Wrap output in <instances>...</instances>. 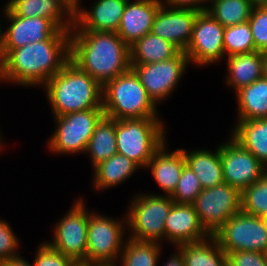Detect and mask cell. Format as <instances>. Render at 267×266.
Here are the masks:
<instances>
[{"label":"cell","instance_id":"cell-32","mask_svg":"<svg viewBox=\"0 0 267 266\" xmlns=\"http://www.w3.org/2000/svg\"><path fill=\"white\" fill-rule=\"evenodd\" d=\"M223 47L225 57L256 51L249 22L225 27Z\"/></svg>","mask_w":267,"mask_h":266},{"label":"cell","instance_id":"cell-28","mask_svg":"<svg viewBox=\"0 0 267 266\" xmlns=\"http://www.w3.org/2000/svg\"><path fill=\"white\" fill-rule=\"evenodd\" d=\"M180 50L159 36L147 33L130 46V64H150L175 57Z\"/></svg>","mask_w":267,"mask_h":266},{"label":"cell","instance_id":"cell-15","mask_svg":"<svg viewBox=\"0 0 267 266\" xmlns=\"http://www.w3.org/2000/svg\"><path fill=\"white\" fill-rule=\"evenodd\" d=\"M3 20L6 28L2 31L3 58L12 50L33 42L48 40L59 28L47 18L19 17L7 7L4 10ZM9 23V24H8Z\"/></svg>","mask_w":267,"mask_h":266},{"label":"cell","instance_id":"cell-16","mask_svg":"<svg viewBox=\"0 0 267 266\" xmlns=\"http://www.w3.org/2000/svg\"><path fill=\"white\" fill-rule=\"evenodd\" d=\"M200 10L171 8L161 5L152 24L151 33L174 44L180 51L187 48L195 19Z\"/></svg>","mask_w":267,"mask_h":266},{"label":"cell","instance_id":"cell-27","mask_svg":"<svg viewBox=\"0 0 267 266\" xmlns=\"http://www.w3.org/2000/svg\"><path fill=\"white\" fill-rule=\"evenodd\" d=\"M175 248L183 256L185 266H227V254L213 235Z\"/></svg>","mask_w":267,"mask_h":266},{"label":"cell","instance_id":"cell-20","mask_svg":"<svg viewBox=\"0 0 267 266\" xmlns=\"http://www.w3.org/2000/svg\"><path fill=\"white\" fill-rule=\"evenodd\" d=\"M167 140L154 153L145 169H148L154 178V182L158 185L161 195L171 196L181 177L186 160L181 148L169 150Z\"/></svg>","mask_w":267,"mask_h":266},{"label":"cell","instance_id":"cell-33","mask_svg":"<svg viewBox=\"0 0 267 266\" xmlns=\"http://www.w3.org/2000/svg\"><path fill=\"white\" fill-rule=\"evenodd\" d=\"M241 211L258 217L267 214V173L241 192Z\"/></svg>","mask_w":267,"mask_h":266},{"label":"cell","instance_id":"cell-9","mask_svg":"<svg viewBox=\"0 0 267 266\" xmlns=\"http://www.w3.org/2000/svg\"><path fill=\"white\" fill-rule=\"evenodd\" d=\"M83 197L73 201L68 212L52 227V240H45L56 251L86 266L89 209Z\"/></svg>","mask_w":267,"mask_h":266},{"label":"cell","instance_id":"cell-6","mask_svg":"<svg viewBox=\"0 0 267 266\" xmlns=\"http://www.w3.org/2000/svg\"><path fill=\"white\" fill-rule=\"evenodd\" d=\"M140 192L133 194L124 211L127 238L164 245V224L174 201L159 192Z\"/></svg>","mask_w":267,"mask_h":266},{"label":"cell","instance_id":"cell-48","mask_svg":"<svg viewBox=\"0 0 267 266\" xmlns=\"http://www.w3.org/2000/svg\"><path fill=\"white\" fill-rule=\"evenodd\" d=\"M2 131V129L0 130V140H5V139H3V133L1 132Z\"/></svg>","mask_w":267,"mask_h":266},{"label":"cell","instance_id":"cell-40","mask_svg":"<svg viewBox=\"0 0 267 266\" xmlns=\"http://www.w3.org/2000/svg\"><path fill=\"white\" fill-rule=\"evenodd\" d=\"M174 252L170 253L168 260L162 263V266H185L183 256L181 253L174 247ZM159 266V262H158Z\"/></svg>","mask_w":267,"mask_h":266},{"label":"cell","instance_id":"cell-1","mask_svg":"<svg viewBox=\"0 0 267 266\" xmlns=\"http://www.w3.org/2000/svg\"><path fill=\"white\" fill-rule=\"evenodd\" d=\"M69 60L70 30L59 29L48 40L12 49L0 64V82L41 89Z\"/></svg>","mask_w":267,"mask_h":266},{"label":"cell","instance_id":"cell-36","mask_svg":"<svg viewBox=\"0 0 267 266\" xmlns=\"http://www.w3.org/2000/svg\"><path fill=\"white\" fill-rule=\"evenodd\" d=\"M33 266H78L72 259L52 248L45 240L39 243Z\"/></svg>","mask_w":267,"mask_h":266},{"label":"cell","instance_id":"cell-22","mask_svg":"<svg viewBox=\"0 0 267 266\" xmlns=\"http://www.w3.org/2000/svg\"><path fill=\"white\" fill-rule=\"evenodd\" d=\"M140 169L132 159L117 153L92 169L91 186L97 193L106 192L130 180Z\"/></svg>","mask_w":267,"mask_h":266},{"label":"cell","instance_id":"cell-4","mask_svg":"<svg viewBox=\"0 0 267 266\" xmlns=\"http://www.w3.org/2000/svg\"><path fill=\"white\" fill-rule=\"evenodd\" d=\"M102 106L110 119L162 118L159 106L131 68L103 86Z\"/></svg>","mask_w":267,"mask_h":266},{"label":"cell","instance_id":"cell-3","mask_svg":"<svg viewBox=\"0 0 267 266\" xmlns=\"http://www.w3.org/2000/svg\"><path fill=\"white\" fill-rule=\"evenodd\" d=\"M52 116L88 109H103V87L69 60L42 87Z\"/></svg>","mask_w":267,"mask_h":266},{"label":"cell","instance_id":"cell-14","mask_svg":"<svg viewBox=\"0 0 267 266\" xmlns=\"http://www.w3.org/2000/svg\"><path fill=\"white\" fill-rule=\"evenodd\" d=\"M225 140L219 143L224 183L242 192L261 179L267 168L230 135Z\"/></svg>","mask_w":267,"mask_h":266},{"label":"cell","instance_id":"cell-29","mask_svg":"<svg viewBox=\"0 0 267 266\" xmlns=\"http://www.w3.org/2000/svg\"><path fill=\"white\" fill-rule=\"evenodd\" d=\"M85 154L89 156L91 169L117 154L115 119L104 116L96 125Z\"/></svg>","mask_w":267,"mask_h":266},{"label":"cell","instance_id":"cell-43","mask_svg":"<svg viewBox=\"0 0 267 266\" xmlns=\"http://www.w3.org/2000/svg\"><path fill=\"white\" fill-rule=\"evenodd\" d=\"M263 76L267 78V50L261 52Z\"/></svg>","mask_w":267,"mask_h":266},{"label":"cell","instance_id":"cell-12","mask_svg":"<svg viewBox=\"0 0 267 266\" xmlns=\"http://www.w3.org/2000/svg\"><path fill=\"white\" fill-rule=\"evenodd\" d=\"M224 30L225 27L207 11L198 13L191 40L184 51L192 66L204 68V66L219 65L221 61L224 62Z\"/></svg>","mask_w":267,"mask_h":266},{"label":"cell","instance_id":"cell-19","mask_svg":"<svg viewBox=\"0 0 267 266\" xmlns=\"http://www.w3.org/2000/svg\"><path fill=\"white\" fill-rule=\"evenodd\" d=\"M161 5V0H129L116 33L130 47L151 32Z\"/></svg>","mask_w":267,"mask_h":266},{"label":"cell","instance_id":"cell-37","mask_svg":"<svg viewBox=\"0 0 267 266\" xmlns=\"http://www.w3.org/2000/svg\"><path fill=\"white\" fill-rule=\"evenodd\" d=\"M17 236L9 222L0 218V262L20 255L22 244Z\"/></svg>","mask_w":267,"mask_h":266},{"label":"cell","instance_id":"cell-11","mask_svg":"<svg viewBox=\"0 0 267 266\" xmlns=\"http://www.w3.org/2000/svg\"><path fill=\"white\" fill-rule=\"evenodd\" d=\"M213 236L226 254L236 251L267 252V230L261 217L242 211L228 219Z\"/></svg>","mask_w":267,"mask_h":266},{"label":"cell","instance_id":"cell-31","mask_svg":"<svg viewBox=\"0 0 267 266\" xmlns=\"http://www.w3.org/2000/svg\"><path fill=\"white\" fill-rule=\"evenodd\" d=\"M254 6L249 0H209L207 11L222 26L248 22Z\"/></svg>","mask_w":267,"mask_h":266},{"label":"cell","instance_id":"cell-2","mask_svg":"<svg viewBox=\"0 0 267 266\" xmlns=\"http://www.w3.org/2000/svg\"><path fill=\"white\" fill-rule=\"evenodd\" d=\"M70 60L102 87L130 68V47L116 32L70 30Z\"/></svg>","mask_w":267,"mask_h":266},{"label":"cell","instance_id":"cell-45","mask_svg":"<svg viewBox=\"0 0 267 266\" xmlns=\"http://www.w3.org/2000/svg\"><path fill=\"white\" fill-rule=\"evenodd\" d=\"M254 7L267 6V0H249Z\"/></svg>","mask_w":267,"mask_h":266},{"label":"cell","instance_id":"cell-46","mask_svg":"<svg viewBox=\"0 0 267 266\" xmlns=\"http://www.w3.org/2000/svg\"><path fill=\"white\" fill-rule=\"evenodd\" d=\"M261 220L263 221V224L267 230V214L261 216Z\"/></svg>","mask_w":267,"mask_h":266},{"label":"cell","instance_id":"cell-41","mask_svg":"<svg viewBox=\"0 0 267 266\" xmlns=\"http://www.w3.org/2000/svg\"><path fill=\"white\" fill-rule=\"evenodd\" d=\"M0 266H33V264L20 254L16 257L8 258L7 260L0 262Z\"/></svg>","mask_w":267,"mask_h":266},{"label":"cell","instance_id":"cell-24","mask_svg":"<svg viewBox=\"0 0 267 266\" xmlns=\"http://www.w3.org/2000/svg\"><path fill=\"white\" fill-rule=\"evenodd\" d=\"M224 61L227 68L224 84L234 93L263 76L260 51L228 56Z\"/></svg>","mask_w":267,"mask_h":266},{"label":"cell","instance_id":"cell-42","mask_svg":"<svg viewBox=\"0 0 267 266\" xmlns=\"http://www.w3.org/2000/svg\"><path fill=\"white\" fill-rule=\"evenodd\" d=\"M2 7V15L0 14V64L2 63L3 61V54H2V30H3V26H2V22H5L3 20H1V18H3L4 16V10L6 8V4H3ZM2 16V17H1Z\"/></svg>","mask_w":267,"mask_h":266},{"label":"cell","instance_id":"cell-17","mask_svg":"<svg viewBox=\"0 0 267 266\" xmlns=\"http://www.w3.org/2000/svg\"><path fill=\"white\" fill-rule=\"evenodd\" d=\"M209 236L192 204L172 205L164 224V241L168 246L174 248L181 244L199 242Z\"/></svg>","mask_w":267,"mask_h":266},{"label":"cell","instance_id":"cell-13","mask_svg":"<svg viewBox=\"0 0 267 266\" xmlns=\"http://www.w3.org/2000/svg\"><path fill=\"white\" fill-rule=\"evenodd\" d=\"M192 205L202 226L213 235L228 219L241 211V192L222 183L203 189Z\"/></svg>","mask_w":267,"mask_h":266},{"label":"cell","instance_id":"cell-35","mask_svg":"<svg viewBox=\"0 0 267 266\" xmlns=\"http://www.w3.org/2000/svg\"><path fill=\"white\" fill-rule=\"evenodd\" d=\"M248 22L256 51L267 50V6L254 7Z\"/></svg>","mask_w":267,"mask_h":266},{"label":"cell","instance_id":"cell-47","mask_svg":"<svg viewBox=\"0 0 267 266\" xmlns=\"http://www.w3.org/2000/svg\"><path fill=\"white\" fill-rule=\"evenodd\" d=\"M5 140H0V152H2L4 149V146H5Z\"/></svg>","mask_w":267,"mask_h":266},{"label":"cell","instance_id":"cell-18","mask_svg":"<svg viewBox=\"0 0 267 266\" xmlns=\"http://www.w3.org/2000/svg\"><path fill=\"white\" fill-rule=\"evenodd\" d=\"M129 0H94L90 8L80 5L74 11L71 30L117 32Z\"/></svg>","mask_w":267,"mask_h":266},{"label":"cell","instance_id":"cell-38","mask_svg":"<svg viewBox=\"0 0 267 266\" xmlns=\"http://www.w3.org/2000/svg\"><path fill=\"white\" fill-rule=\"evenodd\" d=\"M227 266H267V254L257 251L229 252Z\"/></svg>","mask_w":267,"mask_h":266},{"label":"cell","instance_id":"cell-39","mask_svg":"<svg viewBox=\"0 0 267 266\" xmlns=\"http://www.w3.org/2000/svg\"><path fill=\"white\" fill-rule=\"evenodd\" d=\"M209 0H161V4L171 8H192L205 11Z\"/></svg>","mask_w":267,"mask_h":266},{"label":"cell","instance_id":"cell-25","mask_svg":"<svg viewBox=\"0 0 267 266\" xmlns=\"http://www.w3.org/2000/svg\"><path fill=\"white\" fill-rule=\"evenodd\" d=\"M230 136L267 168V118L235 120Z\"/></svg>","mask_w":267,"mask_h":266},{"label":"cell","instance_id":"cell-44","mask_svg":"<svg viewBox=\"0 0 267 266\" xmlns=\"http://www.w3.org/2000/svg\"><path fill=\"white\" fill-rule=\"evenodd\" d=\"M73 11L82 4V0H63Z\"/></svg>","mask_w":267,"mask_h":266},{"label":"cell","instance_id":"cell-7","mask_svg":"<svg viewBox=\"0 0 267 266\" xmlns=\"http://www.w3.org/2000/svg\"><path fill=\"white\" fill-rule=\"evenodd\" d=\"M105 215L89 209L86 266H115L127 239L126 213L122 218Z\"/></svg>","mask_w":267,"mask_h":266},{"label":"cell","instance_id":"cell-34","mask_svg":"<svg viewBox=\"0 0 267 266\" xmlns=\"http://www.w3.org/2000/svg\"><path fill=\"white\" fill-rule=\"evenodd\" d=\"M203 187L192 169L185 165L174 193L170 196L176 204H192Z\"/></svg>","mask_w":267,"mask_h":266},{"label":"cell","instance_id":"cell-30","mask_svg":"<svg viewBox=\"0 0 267 266\" xmlns=\"http://www.w3.org/2000/svg\"><path fill=\"white\" fill-rule=\"evenodd\" d=\"M163 244L127 238L115 266H158Z\"/></svg>","mask_w":267,"mask_h":266},{"label":"cell","instance_id":"cell-26","mask_svg":"<svg viewBox=\"0 0 267 266\" xmlns=\"http://www.w3.org/2000/svg\"><path fill=\"white\" fill-rule=\"evenodd\" d=\"M236 120L267 118V78L262 76L235 93Z\"/></svg>","mask_w":267,"mask_h":266},{"label":"cell","instance_id":"cell-23","mask_svg":"<svg viewBox=\"0 0 267 266\" xmlns=\"http://www.w3.org/2000/svg\"><path fill=\"white\" fill-rule=\"evenodd\" d=\"M216 146L214 151L213 149H204V147H199L198 149H193L192 147L190 150L181 148L186 160V165L189 166L199 178L203 189L212 188L224 183L219 144Z\"/></svg>","mask_w":267,"mask_h":266},{"label":"cell","instance_id":"cell-8","mask_svg":"<svg viewBox=\"0 0 267 266\" xmlns=\"http://www.w3.org/2000/svg\"><path fill=\"white\" fill-rule=\"evenodd\" d=\"M104 116L103 109L53 116L55 130L46 140L48 152L56 156L84 154L96 125Z\"/></svg>","mask_w":267,"mask_h":266},{"label":"cell","instance_id":"cell-10","mask_svg":"<svg viewBox=\"0 0 267 266\" xmlns=\"http://www.w3.org/2000/svg\"><path fill=\"white\" fill-rule=\"evenodd\" d=\"M189 64L185 52L180 51L175 57L161 62L130 65L148 95L160 106L161 102L171 98L174 91L178 89Z\"/></svg>","mask_w":267,"mask_h":266},{"label":"cell","instance_id":"cell-21","mask_svg":"<svg viewBox=\"0 0 267 266\" xmlns=\"http://www.w3.org/2000/svg\"><path fill=\"white\" fill-rule=\"evenodd\" d=\"M6 7L19 17L50 19L59 29L71 30L74 11L63 0H7Z\"/></svg>","mask_w":267,"mask_h":266},{"label":"cell","instance_id":"cell-5","mask_svg":"<svg viewBox=\"0 0 267 266\" xmlns=\"http://www.w3.org/2000/svg\"><path fill=\"white\" fill-rule=\"evenodd\" d=\"M163 118L115 120L117 153L136 162L142 170L168 139Z\"/></svg>","mask_w":267,"mask_h":266}]
</instances>
